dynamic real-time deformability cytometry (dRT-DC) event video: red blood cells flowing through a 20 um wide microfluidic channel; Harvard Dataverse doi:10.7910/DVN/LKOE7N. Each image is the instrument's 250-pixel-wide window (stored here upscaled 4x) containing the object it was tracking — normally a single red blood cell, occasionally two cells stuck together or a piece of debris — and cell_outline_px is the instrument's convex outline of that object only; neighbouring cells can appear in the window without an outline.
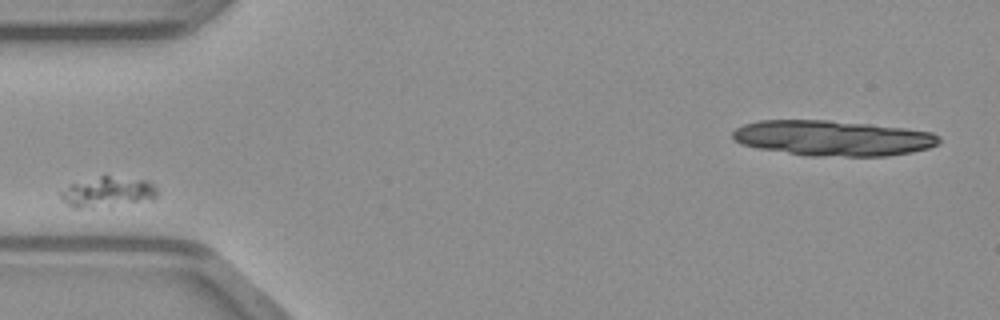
{"species": "common noctule bat (a hibernating species)", "species_latin": "Nyctalus noctula", "temperature_condition": "warm", "stored_images_in_passage": 28, "camera_frame_rate_fps": 3000, "um_per_image_px": 0.085, "animal": {"sex": "male", "body_mass_g": 23.1, "forearm_length_mm": 52.7}, "frame": {"image": 1, "passage_image": 1, "time_ms": 0.0, "image_size_px": [1000, 320], "cell_outline_px": [[156, 196], [152, 200], [80, 208], [72, 208], [60, 196], [60, 192], [68, 184], [100, 176], [108, 176], [148, 180], [156, 188]], "centroid_in_image_um": [9.13, 16.3], "position_along_channel_um": 75.9, "area_um2": 16.65}}
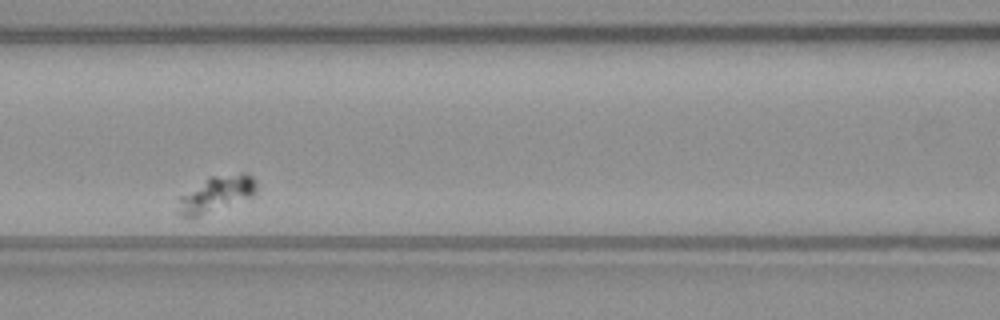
{"frame": {"image": 2, "passage_image": 7, "time_ms": 2.0, "image_size_px": [1000, 320], "cell_outline_px": [[256, 192], [252, 196], [196, 216], [180, 216], [176, 212], [180, 196], [208, 176], [240, 172], [248, 172], [256, 180]], "centroid_in_image_um": [18.39, 16.43], "position_along_channel_um": 148.2, "area_um2": 16.24}}
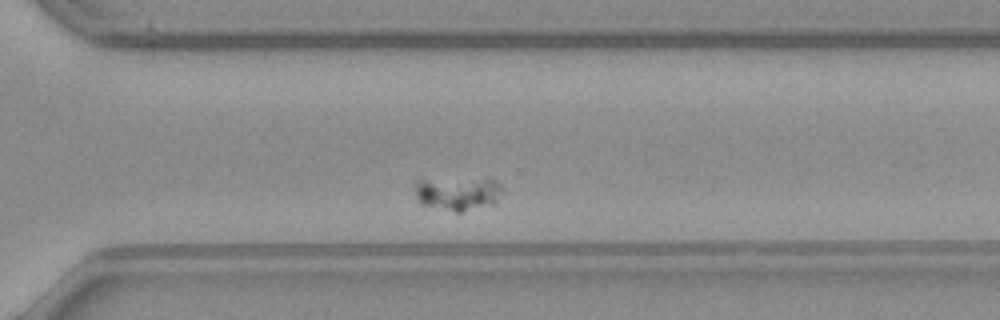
{"frame": {"image": 3, "passage_image": 22, "time_ms": 7.0, "image_size_px": [1000, 320], "cell_outline_px": [[504, 192], [496, 204], [460, 212], [456, 212], [424, 204], [416, 196], [416, 180], [496, 180], [504, 188]], "centroid_in_image_um": [39.02, 16.47], "position_along_channel_um": 331.6, "area_um2": 16.65}}